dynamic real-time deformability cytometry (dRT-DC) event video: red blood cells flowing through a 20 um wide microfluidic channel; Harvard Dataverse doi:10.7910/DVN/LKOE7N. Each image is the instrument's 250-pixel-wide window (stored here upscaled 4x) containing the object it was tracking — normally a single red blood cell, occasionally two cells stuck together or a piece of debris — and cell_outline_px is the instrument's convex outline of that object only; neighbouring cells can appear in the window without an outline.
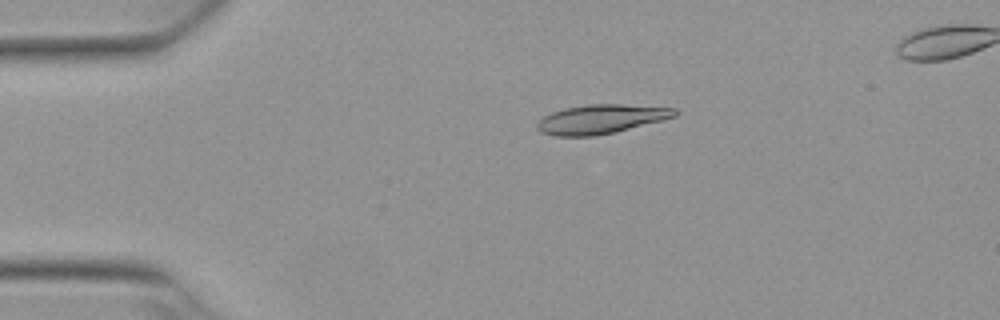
{"species": "Egyptian fruit bat (a non-hibernating species)", "species_latin": "Rousettus aegyptiacus", "temperature_condition": "warm", "stored_images_in_passage": 53, "camera_frame_rate_fps": 3000, "um_per_image_px": 0.085, "animal": {"sex": "female"}, "frame": {"image": 1, "passage_image": 11, "time_ms": 3.333, "image_size_px": [1000, 320], "cell_outline_px": [[680, 112], [676, 116], [616, 132], [596, 136], [552, 136], [540, 132], [536, 128], [536, 124], [544, 116], [552, 112], [564, 108], [588, 104], [620, 104], [676, 108]], "centroid_in_image_um": [51.07, 10.13], "position_along_channel_um": 33.9, "area_um2": 23.47}}
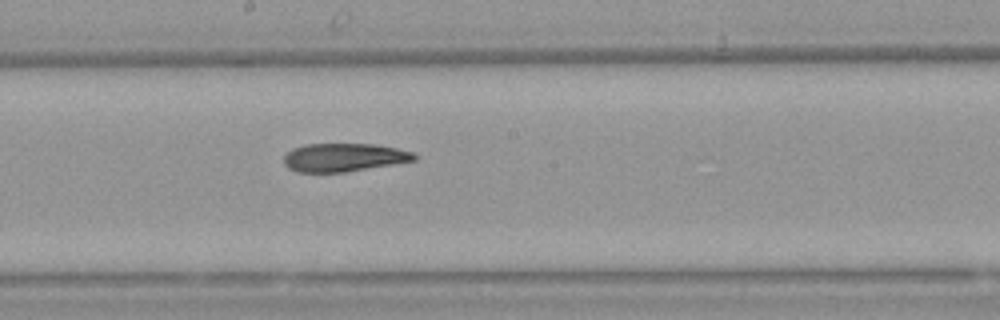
{"frame": {"image": 2, "passage_image": 29, "time_ms": 9.333, "image_size_px": [1000, 320], "cell_outline_px": [[416, 160], [344, 172], [296, 172], [288, 168], [284, 164], [284, 156], [292, 148], [304, 144], [372, 144], [396, 148], [412, 152], [416, 156]], "centroid_in_image_um": [29.17, 13.38], "position_along_channel_um": 219.0, "area_um2": 21.33}}
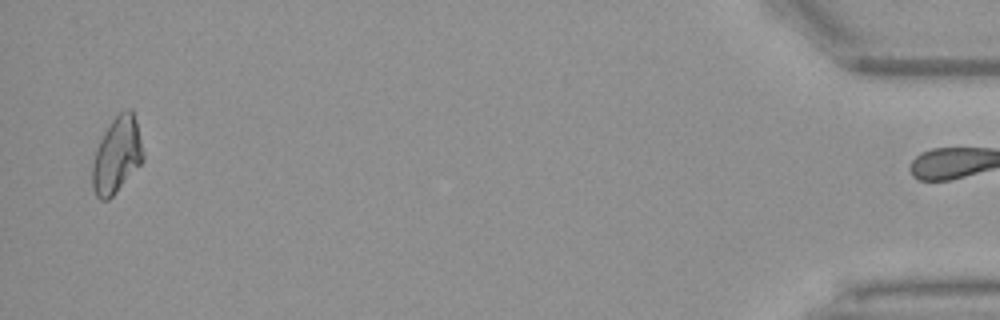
{"frame": {"image": 3, "passage_image": 52, "time_ms": 17.0, "image_size_px": [1000, 320], "cell_outline_px": [[144, 160], [112, 196], [108, 200], [100, 200], [96, 196], [92, 188], [92, 164], [96, 148], [104, 132], [112, 120], [120, 112], [128, 108], [132, 108], [136, 120], [144, 156]], "centroid_in_image_um": [9.92, 13.19], "position_along_channel_um": 425.3, "area_um2": 22.37}, "authors_computed_cell_mechanics": {"area_um2": 22.542, "velocity_mm_per_s": 3.8429, "shape_relaxation_time_tau1_ms": 9.7387, "shape_relaxation_time_tau2_ms": 5.5585, "deformation_change_tau1": 0.2651, "deformation_change_tau2": 0.1478}}